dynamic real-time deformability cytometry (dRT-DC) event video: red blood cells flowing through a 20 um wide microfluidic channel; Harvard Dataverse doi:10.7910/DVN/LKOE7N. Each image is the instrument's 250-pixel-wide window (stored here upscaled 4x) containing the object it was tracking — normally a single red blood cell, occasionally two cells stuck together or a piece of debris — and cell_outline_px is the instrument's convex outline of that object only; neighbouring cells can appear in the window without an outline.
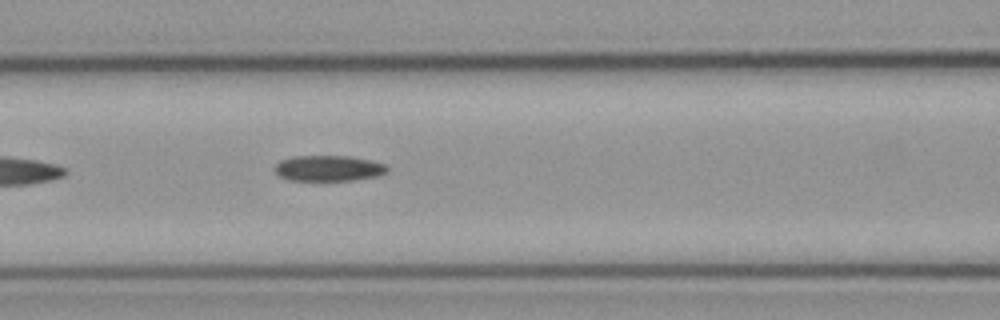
{"species": "common noctule bat (a hibernating species)", "species_latin": "Nyctalus noctula", "temperature_condition": "cold", "stored_images_in_passage": 6, "camera_frame_rate_fps": 3000, "um_per_image_px": 0.085, "animal": {"sex": "male", "body_mass_g": 23.1, "forearm_length_mm": 52.7}, "frame": {"image": 1, "passage_image": 6, "time_ms": 1.667, "image_size_px": [1000, 320], "cell_outline_px": [[388, 172], [376, 176], [352, 180], [288, 180], [280, 176], [272, 168], [280, 160], [292, 156], [348, 156], [368, 160], [384, 164], [388, 168]], "centroid_in_image_um": [27.88, 14.3], "position_along_channel_um": 138.7, "area_um2": 16.76}}